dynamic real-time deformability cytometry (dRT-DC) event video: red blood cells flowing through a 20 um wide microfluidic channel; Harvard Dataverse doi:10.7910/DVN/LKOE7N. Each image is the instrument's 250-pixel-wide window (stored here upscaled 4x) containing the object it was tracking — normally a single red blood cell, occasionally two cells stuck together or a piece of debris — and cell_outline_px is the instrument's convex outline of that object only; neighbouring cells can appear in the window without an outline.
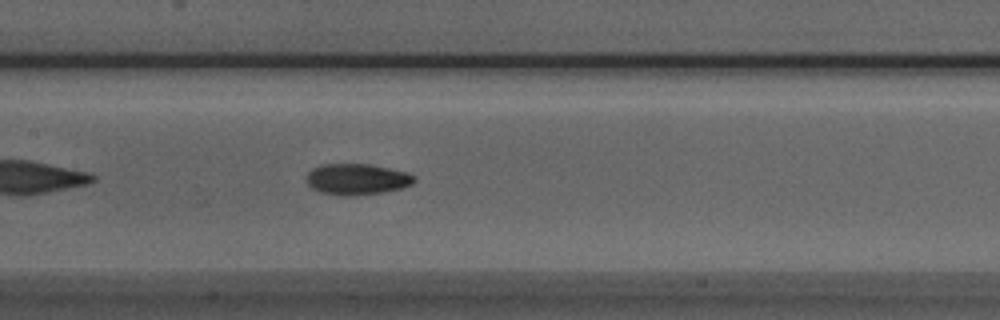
{"species": "Egyptian fruit bat (a non-hibernating species)", "species_latin": "Rousettus aegyptiacus", "temperature_condition": "room temperature", "stored_images_in_passage": 38, "camera_frame_rate_fps": 3000, "um_per_image_px": 0.085, "animal": {"sex": "male"}, "frame": {"image": 1, "passage_image": 11, "time_ms": 3.333, "image_size_px": [1000, 320], "cell_outline_px": [[416, 180], [412, 184], [400, 188], [384, 192], [356, 196], [344, 196], [320, 192], [312, 188], [304, 180], [304, 176], [312, 168], [320, 164], [368, 164], [408, 172], [416, 176]], "centroid_in_image_um": [30.31, 15.23], "position_along_channel_um": 177.1, "area_um2": 19.83}}
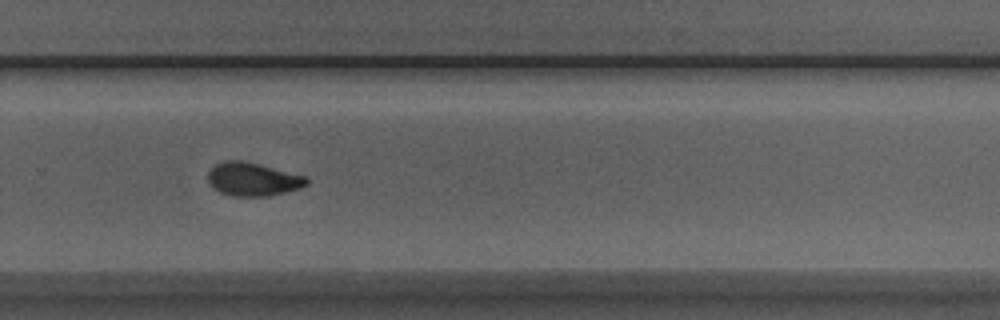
{"frame": {"image": 2, "passage_image": 21, "time_ms": 6.667, "image_size_px": [1000, 320], "cell_outline_px": [[308, 184], [300, 188], [268, 196], [232, 196], [220, 192], [212, 188], [208, 180], [208, 172], [216, 164], [224, 160], [244, 160], [308, 176]], "centroid_in_image_um": [21.5, 15.22], "position_along_channel_um": 308.3, "area_um2": 19.36}}
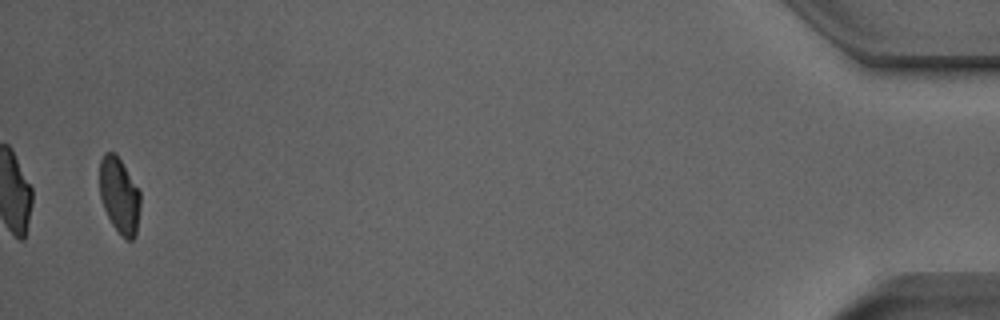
{"frame": {"image": 3, "passage_image": 37, "time_ms": 12.0, "image_size_px": [1000, 320], "cell_outline_px": [[140, 208], [136, 236], [132, 240], [124, 240], [120, 236], [112, 224], [104, 208], [100, 196], [100, 160], [104, 152], [116, 152], [140, 192]], "centroid_in_image_um": [10.15, 16.64], "position_along_channel_um": 425.0, "area_um2": 18.15}, "authors_computed_cell_mechanics": {"area_um2": 19.1896, "velocity_mm_per_s": 3.9521, "shape_relaxation_time_tau1_ms": 4.4334, "shape_relaxation_time_tau2_ms": 2.927, "deformation_change_tau1": 0.181, "deformation_change_tau2": 0.078}}